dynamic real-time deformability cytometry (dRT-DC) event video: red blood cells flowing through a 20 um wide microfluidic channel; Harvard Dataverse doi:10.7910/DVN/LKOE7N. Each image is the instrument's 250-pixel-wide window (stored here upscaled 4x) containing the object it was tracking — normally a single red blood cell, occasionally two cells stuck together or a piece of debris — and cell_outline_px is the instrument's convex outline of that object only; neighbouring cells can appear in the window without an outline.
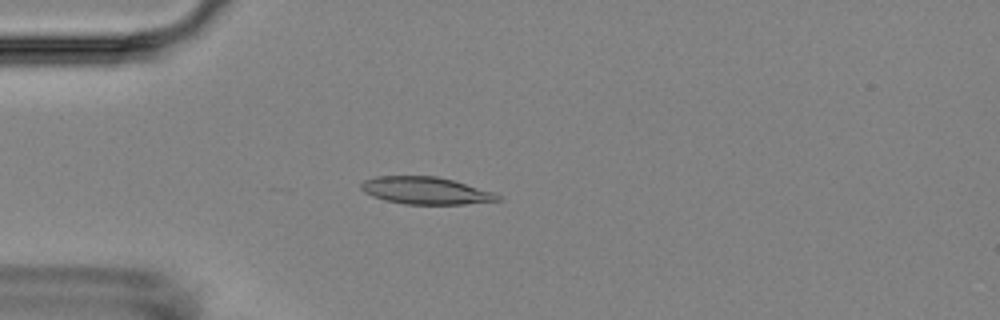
{"species": "Egyptian fruit bat (a non-hibernating species)", "species_latin": "Rousettus aegyptiacus", "temperature_condition": "room temperature", "stored_images_in_passage": 5, "camera_frame_rate_fps": 3000, "um_per_image_px": 0.085, "animal": {"sex": "female"}, "frame": {"image": 1, "passage_image": 5, "time_ms": 4.667, "image_size_px": [1000, 320], "cell_outline_px": [[500, 200], [464, 204], [404, 204], [384, 200], [372, 196], [364, 192], [360, 188], [360, 184], [364, 180], [376, 176], [436, 176], [452, 180], [492, 192], [500, 196]], "centroid_in_image_um": [36.11, 16.2], "position_along_channel_um": 48.9, "area_um2": 21.5}}